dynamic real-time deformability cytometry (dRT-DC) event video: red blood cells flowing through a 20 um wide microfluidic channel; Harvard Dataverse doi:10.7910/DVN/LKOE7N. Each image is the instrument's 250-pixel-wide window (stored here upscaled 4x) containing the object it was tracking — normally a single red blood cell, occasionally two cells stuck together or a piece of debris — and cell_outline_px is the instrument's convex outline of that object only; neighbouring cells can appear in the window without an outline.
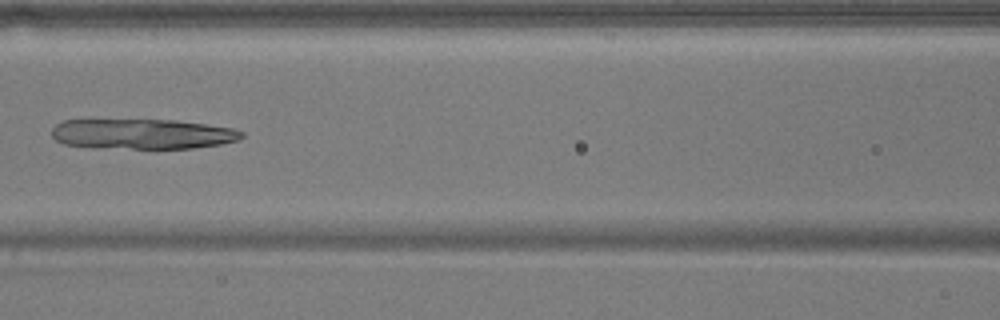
{"species": "common noctule bat (a hibernating species)", "species_latin": "Nyctalus noctula", "temperature_condition": "warm", "stored_images_in_passage": 7, "camera_frame_rate_fps": 3000, "um_per_image_px": 0.085, "animal": {"sex": "male", "body_mass_g": 17.9}, "frame": {"image": 1, "passage_image": 7, "time_ms": 7.333, "image_size_px": [1000, 320], "cell_outline_px": [[244, 136], [240, 140], [220, 144], [192, 148], [132, 148], [64, 144], [56, 140], [52, 136], [52, 128], [56, 124], [64, 120], [176, 120], [232, 128], [244, 132]], "centroid_in_image_um": [12.16, 11.37], "position_along_channel_um": 154.4, "area_um2": 32.89}}